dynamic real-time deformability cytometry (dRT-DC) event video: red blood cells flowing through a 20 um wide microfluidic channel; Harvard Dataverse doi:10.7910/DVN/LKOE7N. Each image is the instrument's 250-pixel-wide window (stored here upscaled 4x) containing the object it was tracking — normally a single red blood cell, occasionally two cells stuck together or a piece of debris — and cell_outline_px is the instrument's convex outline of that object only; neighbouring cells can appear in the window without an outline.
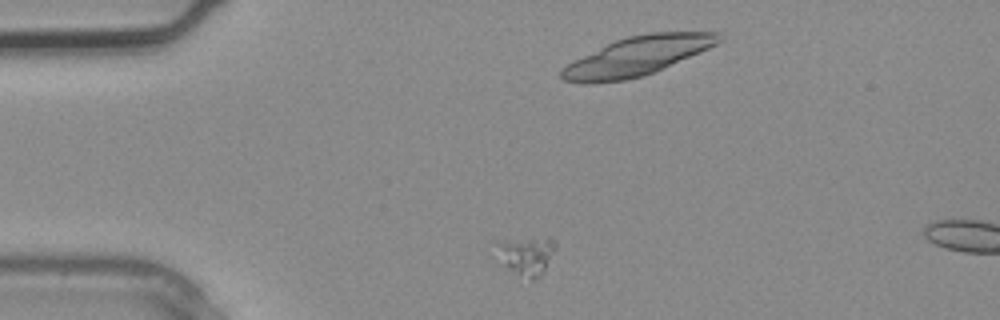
{"species": "common noctule bat (a hibernating species)", "species_latin": "Nyctalus noctula", "temperature_condition": "warm", "stored_images_in_passage": 2, "camera_frame_rate_fps": 3000, "um_per_image_px": 0.085, "animal": {"sex": "male", "body_mass_g": 20.4}, "frame": {"image": 1, "passage_image": 1, "time_ms": 0.0, "image_size_px": [1000, 320], "cell_outline_px": [[556, 248], [540, 276], [532, 280], [508, 268], [504, 264], [496, 244], [548, 236], [552, 236], [556, 240]], "centroid_in_image_um": [44.88, 21.7], "position_along_channel_um": 40.1, "area_um2": 12.37}}